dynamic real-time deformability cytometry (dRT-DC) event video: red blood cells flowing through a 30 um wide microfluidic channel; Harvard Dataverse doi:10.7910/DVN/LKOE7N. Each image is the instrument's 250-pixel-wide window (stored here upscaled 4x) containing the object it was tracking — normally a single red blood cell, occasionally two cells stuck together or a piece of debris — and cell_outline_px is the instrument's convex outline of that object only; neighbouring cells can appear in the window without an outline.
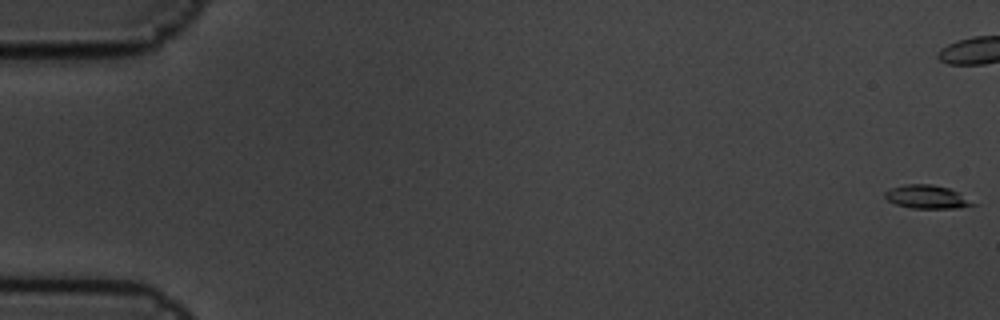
{"species": "common noctule bat (a hibernating species)", "species_latin": "Nyctalus noctula", "temperature_condition": "cold", "stored_images_in_passage": 7, "camera_frame_rate_fps": 3000, "um_per_image_px": 0.085, "animal": {"sex": "male", "body_mass_g": 19.5, "forearm_length_mm": 54.6}, "frame": {"image": 1, "passage_image": 1, "time_ms": 0.0, "image_size_px": [1000, 320], "cell_outline_px": [[980, 204], [960, 208], [912, 208], [896, 204], [888, 200], [884, 196], [884, 192], [892, 188], [904, 184], [932, 184], [948, 188]], "centroid_in_image_um": [78.82, 16.74], "position_along_channel_um": 6.2, "area_um2": 11.96}}
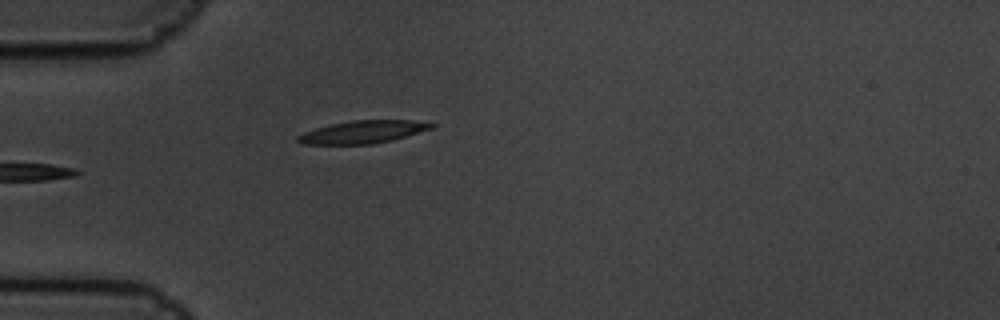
{"frame": {"image": 2, "passage_image": 7, "time_ms": 2.0, "image_size_px": [1000, 320], "cell_outline_px": [[436, 124], [432, 128], [392, 140], [372, 144], [304, 144], [296, 140], [296, 136], [304, 132], [316, 128], [332, 124], [352, 120], [412, 120]], "centroid_in_image_um": [30.82, 11.21], "position_along_channel_um": 54.2, "area_um2": 17.46}}